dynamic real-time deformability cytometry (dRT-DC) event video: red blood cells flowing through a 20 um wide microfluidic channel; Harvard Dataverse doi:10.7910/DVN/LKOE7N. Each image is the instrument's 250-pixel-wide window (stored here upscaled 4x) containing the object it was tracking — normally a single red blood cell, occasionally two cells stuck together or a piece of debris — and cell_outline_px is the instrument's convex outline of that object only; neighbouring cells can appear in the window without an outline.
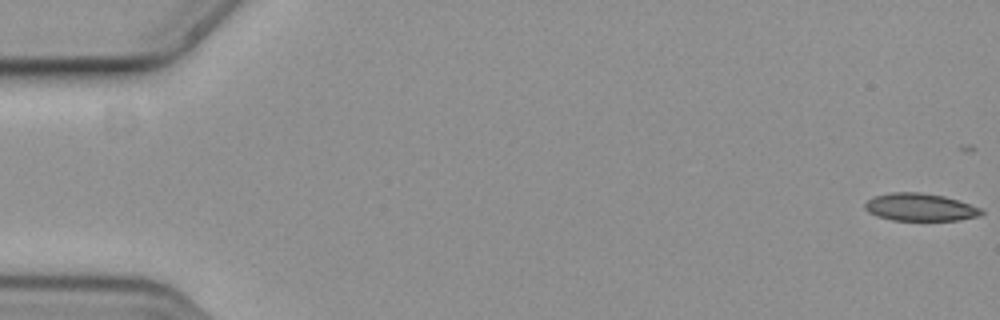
{"species": "common noctule bat (a hibernating species)", "species_latin": "Nyctalus noctula", "temperature_condition": "cold", "stored_images_in_passage": 22, "camera_frame_rate_fps": 3000, "um_per_image_px": 0.085, "animal": {"sex": "female", "body_mass_g": 19.3, "forearm_length_mm": 54.1}, "frame": {"image": 1, "passage_image": 1, "time_ms": 0.0, "image_size_px": [1000, 320], "cell_outline_px": [[984, 212], [980, 216], [960, 220], [892, 220], [876, 216], [868, 212], [864, 208], [864, 204], [868, 200], [876, 196], [892, 192], [920, 192], [944, 196], [980, 208]], "centroid_in_image_um": [78.19, 17.62], "position_along_channel_um": 6.8, "area_um2": 18.61}}
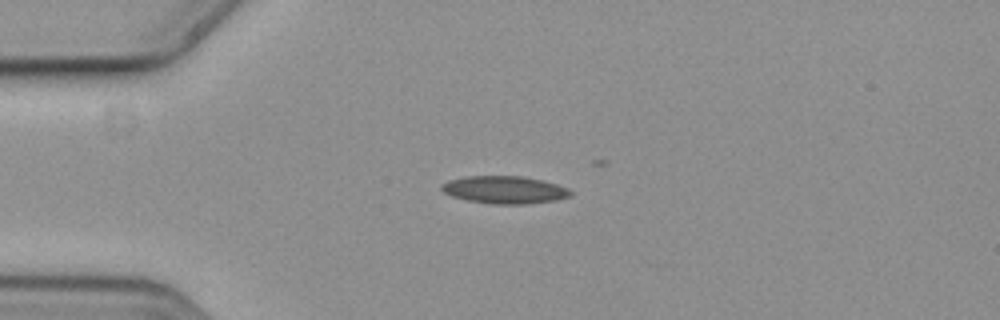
{"frame": {"image": 2, "passage_image": 15, "time_ms": 4.667, "image_size_px": [1000, 320], "cell_outline_px": [[572, 196], [556, 200], [528, 204], [488, 204], [468, 200], [452, 196], [444, 192], [440, 188], [440, 184], [448, 180], [468, 176], [520, 176], [544, 180], [568, 188], [572, 192]], "centroid_in_image_um": [42.9, 16.13], "position_along_channel_um": 42.1, "area_um2": 20.87}}
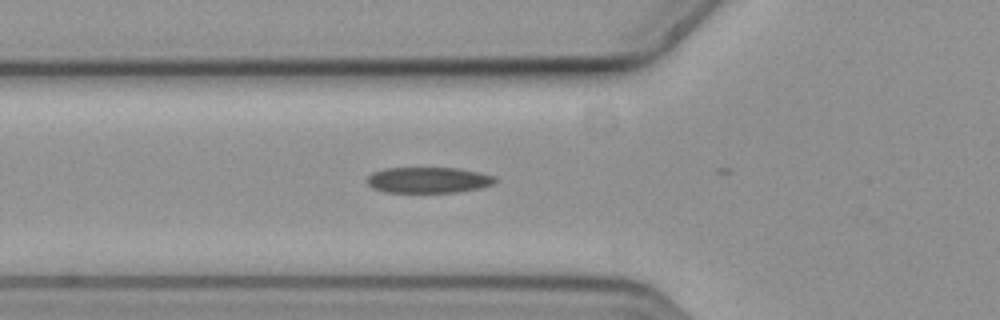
{"frame": {"image": 3, "passage_image": 21, "time_ms": 6.667, "image_size_px": [1000, 320], "cell_outline_px": [[496, 180], [492, 184], [480, 188], [456, 192], [384, 192], [372, 188], [368, 184], [368, 176], [372, 172], [384, 168], [456, 168], [476, 172], [492, 176]], "centroid_in_image_um": [36.34, 15.3], "position_along_channel_um": 89.5, "area_um2": 19.07}}